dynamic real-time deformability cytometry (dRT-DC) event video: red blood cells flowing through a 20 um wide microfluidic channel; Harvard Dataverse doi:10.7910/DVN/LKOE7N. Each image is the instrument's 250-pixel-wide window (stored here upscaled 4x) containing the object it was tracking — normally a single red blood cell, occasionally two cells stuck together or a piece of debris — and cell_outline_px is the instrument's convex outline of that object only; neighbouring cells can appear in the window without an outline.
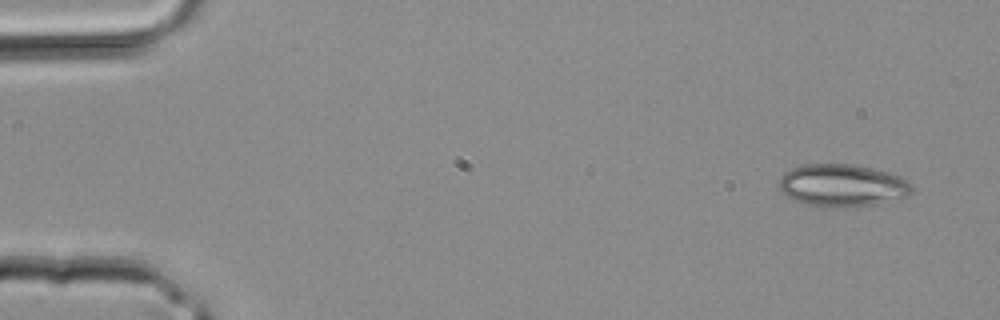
{"species": "common noctule bat (a hibernating species)", "species_latin": "Nyctalus noctula", "temperature_condition": "room temperature", "stored_images_in_passage": 37, "camera_frame_rate_fps": 3000, "um_per_image_px": 0.085, "animal": {"sex": "male", "body_mass_g": 20.4}, "frame": {"image": 1, "passage_image": 1, "time_ms": 0.0, "image_size_px": [1000, 320], "cell_outline_px": [[912, 192], [908, 196], [876, 204], [832, 208], [808, 204], [792, 200], [776, 184], [780, 176], [784, 172], [792, 168], [804, 164], [852, 164], [872, 168], [888, 172], [900, 176], [908, 180], [912, 184]], "centroid_in_image_um": [71.59, 15.75], "position_along_channel_um": 13.4, "area_um2": 33.0}}
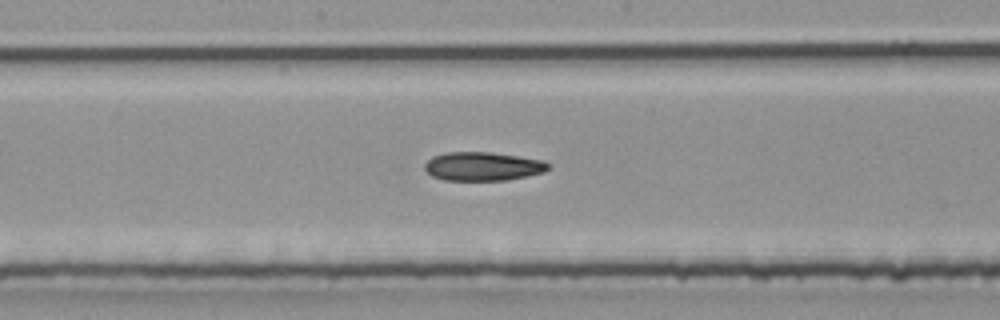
{"frame": {"image": 2, "passage_image": 19, "time_ms": 6.0, "image_size_px": [1000, 320], "cell_outline_px": [[548, 168], [544, 172], [508, 180], [444, 180], [432, 176], [424, 168], [424, 164], [432, 156], [448, 152], [492, 152], [544, 160], [548, 164]], "centroid_in_image_um": [41.02, 14.13], "position_along_channel_um": 207.2, "area_um2": 20.63}}
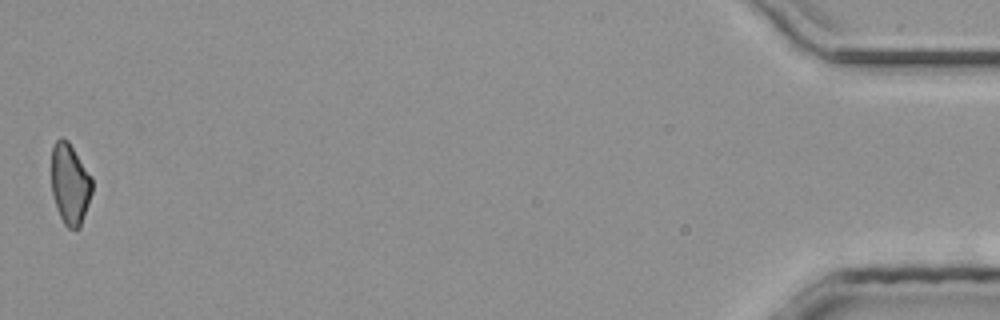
{"frame": {"image": 3, "passage_image": 37, "time_ms": 12.0, "image_size_px": [1000, 320], "cell_outline_px": [[92, 192], [80, 228], [68, 228], [64, 224], [56, 208], [52, 192], [52, 144], [60, 136], [68, 140], [92, 176]], "centroid_in_image_um": [5.95, 15.61], "position_along_channel_um": 429.3, "area_um2": 19.31}}